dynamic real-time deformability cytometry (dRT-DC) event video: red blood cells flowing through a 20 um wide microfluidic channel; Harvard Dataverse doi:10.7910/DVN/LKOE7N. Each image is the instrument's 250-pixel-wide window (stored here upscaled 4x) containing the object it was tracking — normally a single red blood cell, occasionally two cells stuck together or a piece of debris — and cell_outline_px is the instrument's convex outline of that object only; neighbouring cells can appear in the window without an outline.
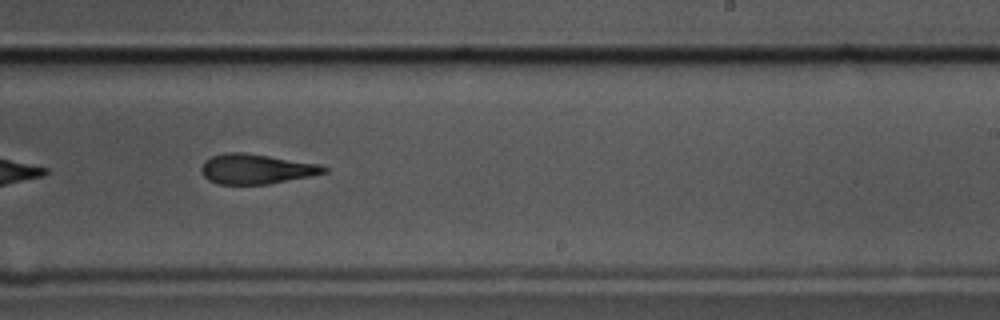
{"species": "common noctule bat (a hibernating species)", "species_latin": "Nyctalus noctula", "temperature_condition": "cold", "stored_images_in_passage": 23, "camera_frame_rate_fps": 3000, "um_per_image_px": 0.085, "animal": {"sex": "male", "body_mass_g": 17.5, "forearm_length_mm": 52.3}, "frame": {"image": 1, "passage_image": 20, "time_ms": 6.333, "image_size_px": [1000, 320], "cell_outline_px": [[328, 172], [312, 176], [268, 184], [216, 184], [208, 180], [200, 172], [200, 168], [204, 160], [212, 156], [224, 152], [240, 152], [268, 156], [320, 164], [328, 168]], "centroid_in_image_um": [21.75, 14.37], "position_along_channel_um": 267.2, "area_um2": 21.5}}